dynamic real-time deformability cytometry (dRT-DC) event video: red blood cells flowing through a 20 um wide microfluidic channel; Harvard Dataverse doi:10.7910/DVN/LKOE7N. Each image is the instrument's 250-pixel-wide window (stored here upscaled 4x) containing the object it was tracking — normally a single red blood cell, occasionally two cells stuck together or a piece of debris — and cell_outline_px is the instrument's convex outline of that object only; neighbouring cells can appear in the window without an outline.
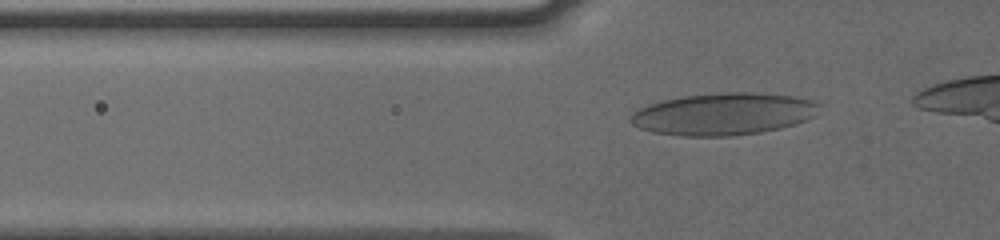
{"species": "human", "species_latin": "Homo sapiens", "temperature_condition": "cold", "stored_images_in_passage": 36, "camera_frame_rate_fps": 3000, "um_per_image_px": 0.085, "donor": {"sex": "male"}, "frame": {"image": 1, "passage_image": 6, "time_ms": 1.667, "image_size_px": [1000, 240], "cell_outline_px": [[820, 104], [816, 116], [780, 128], [760, 132], [728, 136], [684, 136], [652, 132], [640, 128], [632, 124], [628, 120], [640, 108], [648, 104], [664, 100], [684, 96], [728, 92], [752, 92], [792, 96], [808, 100]], "centroid_in_image_um": [61.48, 9.69], "position_along_channel_um": 64.3, "area_um2": 45.84}}
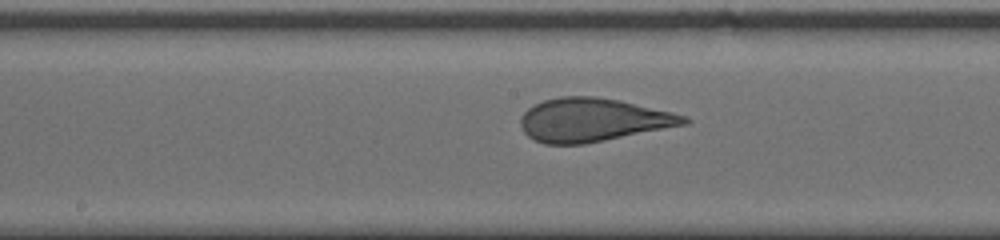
{"frame": {"image": 2, "passage_image": 17, "time_ms": 5.333, "image_size_px": [1000, 240], "cell_outline_px": [[692, 120], [688, 124], [584, 144], [544, 144], [532, 140], [524, 132], [520, 124], [520, 120], [524, 112], [528, 108], [544, 100], [560, 96], [596, 96], [620, 100], [672, 112], [684, 116]], "centroid_in_image_um": [50.38, 10.19], "position_along_channel_um": 197.8, "area_um2": 41.33}}
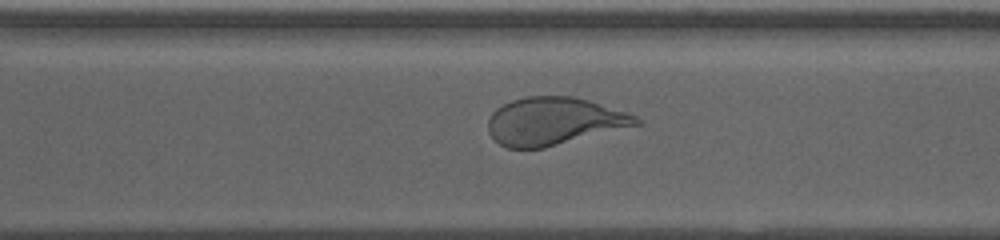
{"frame": {"image": 3, "passage_image": 27, "time_ms": 8.667, "image_size_px": [1000, 240], "cell_outline_px": [[640, 124], [544, 148], [508, 148], [500, 144], [488, 132], [488, 120], [492, 112], [496, 108], [512, 100], [528, 96], [572, 96], [588, 100], [628, 112], [636, 116], [640, 120]], "centroid_in_image_um": [47.07, 10.3], "position_along_channel_um": 323.5, "area_um2": 40.86}}